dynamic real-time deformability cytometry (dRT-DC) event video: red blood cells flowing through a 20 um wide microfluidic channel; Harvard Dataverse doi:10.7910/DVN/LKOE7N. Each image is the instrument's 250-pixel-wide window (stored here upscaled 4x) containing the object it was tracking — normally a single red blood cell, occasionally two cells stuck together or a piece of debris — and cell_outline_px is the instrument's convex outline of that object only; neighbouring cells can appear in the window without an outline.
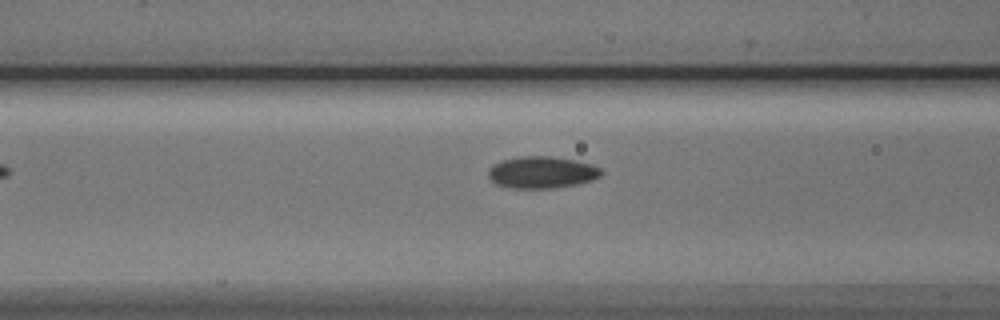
{"species": "Egyptian fruit bat (a non-hibernating species)", "species_latin": "Rousettus aegyptiacus", "temperature_condition": "cold", "stored_images_in_passage": 7, "camera_frame_rate_fps": 3000, "um_per_image_px": 0.085, "animal": {"sex": "male"}, "frame": {"image": 1, "passage_image": 5, "time_ms": 4.667, "image_size_px": [1000, 320], "cell_outline_px": [[604, 172], [600, 176], [592, 180], [576, 184], [552, 188], [512, 188], [496, 184], [488, 176], [488, 168], [492, 164], [504, 160], [520, 156], [552, 156], [592, 164], [600, 168]], "centroid_in_image_um": [46.04, 14.64], "position_along_channel_um": 120.6, "area_um2": 20.92}}